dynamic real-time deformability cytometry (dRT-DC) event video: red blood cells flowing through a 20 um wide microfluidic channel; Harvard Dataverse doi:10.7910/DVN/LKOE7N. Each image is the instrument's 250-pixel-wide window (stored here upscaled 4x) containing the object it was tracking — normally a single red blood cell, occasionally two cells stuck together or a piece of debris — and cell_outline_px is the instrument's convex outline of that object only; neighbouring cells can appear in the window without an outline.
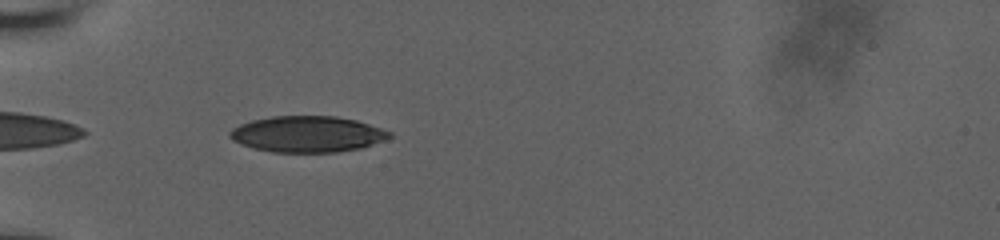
{"species": "human", "species_latin": "Homo sapiens", "temperature_condition": "room temperature", "stored_images_in_passage": 39, "camera_frame_rate_fps": 3000, "um_per_image_px": 0.085, "donor": {"sex": "male"}, "frame": {"image": 1, "passage_image": 2, "time_ms": 0.333, "image_size_px": [1000, 240], "cell_outline_px": [[392, 136], [388, 140], [360, 148], [336, 152], [272, 152], [252, 148], [240, 144], [232, 140], [228, 136], [228, 132], [232, 128], [240, 124], [252, 120], [272, 116], [336, 116], [356, 120], [392, 132]], "centroid_in_image_um": [26.11, 11.4], "position_along_channel_um": 58.9, "area_um2": 33.81}}
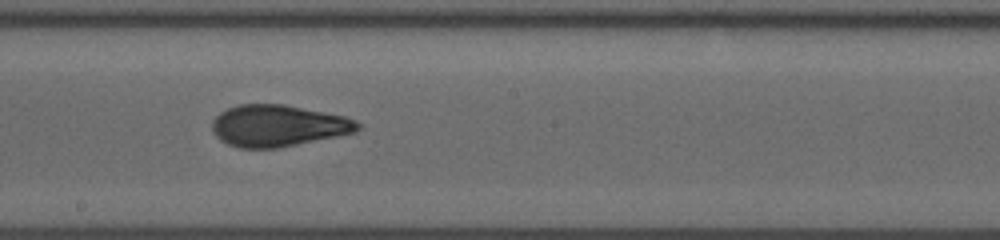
{"frame": {"image": 2, "passage_image": 16, "time_ms": 5.0, "image_size_px": [1000, 240], "cell_outline_px": [[360, 128], [356, 132], [276, 148], [240, 148], [228, 144], [220, 140], [212, 132], [212, 120], [220, 112], [228, 108], [240, 104], [284, 104], [344, 116], [356, 120], [360, 124]], "centroid_in_image_um": [23.6, 10.68], "position_along_channel_um": 224.6, "area_um2": 35.14}}
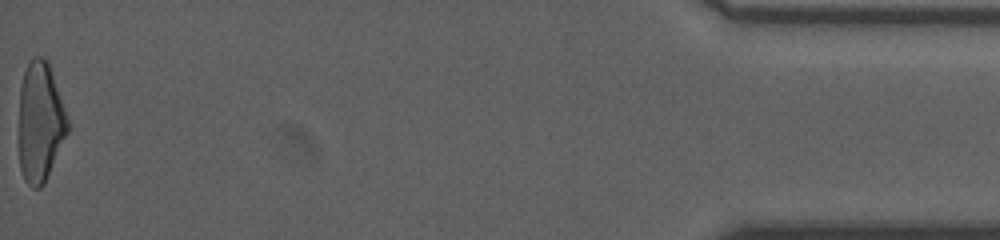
{"frame": {"image": 3, "passage_image": 39, "time_ms": 12.667, "image_size_px": [1000, 240], "cell_outline_px": [[72, 124], [44, 184], [40, 188], [32, 188], [24, 180], [20, 168], [20, 88], [24, 72], [28, 60], [32, 56], [40, 56], [48, 64]], "centroid_in_image_um": [3.45, 10.39], "position_along_channel_um": 431.8, "area_um2": 34.16}, "authors_computed_cell_mechanics": {"area_um2": 34.7378, "velocity_mm_per_s": 3.8397, "shape_relaxation_time_tau1_ms": 6.2372, "shape_relaxation_time_tau2_ms": 1.2499, "deformation_change_tau1": 0.1942, "deformation_change_tau2": 0.0721}}